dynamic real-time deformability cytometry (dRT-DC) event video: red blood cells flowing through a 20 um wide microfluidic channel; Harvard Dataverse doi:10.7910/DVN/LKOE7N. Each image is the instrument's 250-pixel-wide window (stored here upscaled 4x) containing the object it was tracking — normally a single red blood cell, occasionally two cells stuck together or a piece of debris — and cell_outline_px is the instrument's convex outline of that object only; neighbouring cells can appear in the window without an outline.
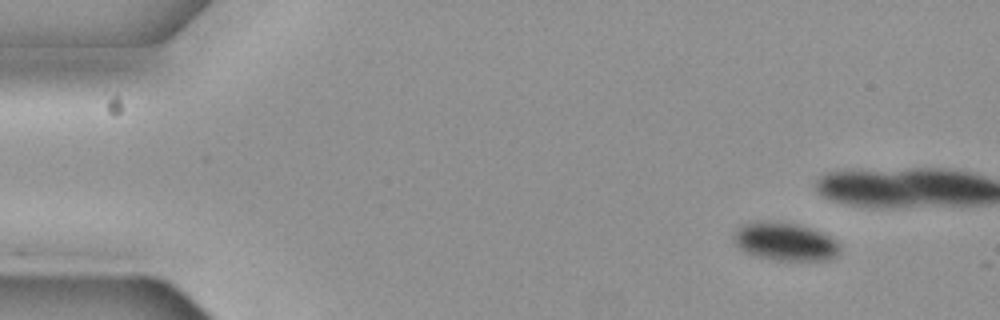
{"species": "common noctule bat (a hibernating species)", "species_latin": "Nyctalus noctula", "temperature_condition": "cold", "stored_images_in_passage": 6, "camera_frame_rate_fps": 3000, "um_per_image_px": 0.085, "animal": {"sex": "female", "body_mass_g": 19.3, "forearm_length_mm": 54.1}, "frame": {"image": 1, "passage_image": 1, "time_ms": 0.0, "image_size_px": [1000, 320], "cell_outline_px": [[836, 252], [828, 260], [780, 260], [756, 256], [740, 248], [736, 244], [736, 228], [740, 224], [752, 220], [768, 220], [796, 224], [808, 228], [828, 236], [836, 244]], "centroid_in_image_um": [66.62, 20.5], "position_along_channel_um": 18.4, "area_um2": 22.83}}